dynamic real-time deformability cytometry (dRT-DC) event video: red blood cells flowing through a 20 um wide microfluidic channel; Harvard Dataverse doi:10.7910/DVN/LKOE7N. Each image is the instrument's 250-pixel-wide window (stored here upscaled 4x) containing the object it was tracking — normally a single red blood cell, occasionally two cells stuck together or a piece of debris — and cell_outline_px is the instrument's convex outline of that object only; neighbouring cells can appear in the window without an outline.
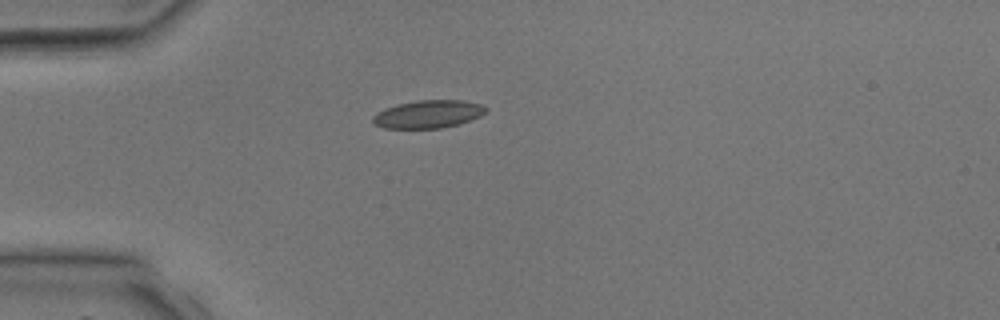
{"species": "common noctule bat (a hibernating species)", "species_latin": "Nyctalus noctula", "temperature_condition": "room temperature", "stored_images_in_passage": 4, "camera_frame_rate_fps": 3000, "um_per_image_px": 0.085, "animal": {"sex": "male", "body_mass_g": 17.9, "forearm_length_mm": 54.2}, "frame": {"image": 1, "passage_image": 4, "time_ms": 4.667, "image_size_px": [1000, 320], "cell_outline_px": [[488, 108], [480, 116], [460, 124], [440, 128], [384, 128], [372, 124], [372, 116], [376, 112], [384, 108], [396, 104], [420, 100], [460, 100], [480, 104]], "centroid_in_image_um": [36.34, 9.7], "position_along_channel_um": 48.7, "area_um2": 18.44}}